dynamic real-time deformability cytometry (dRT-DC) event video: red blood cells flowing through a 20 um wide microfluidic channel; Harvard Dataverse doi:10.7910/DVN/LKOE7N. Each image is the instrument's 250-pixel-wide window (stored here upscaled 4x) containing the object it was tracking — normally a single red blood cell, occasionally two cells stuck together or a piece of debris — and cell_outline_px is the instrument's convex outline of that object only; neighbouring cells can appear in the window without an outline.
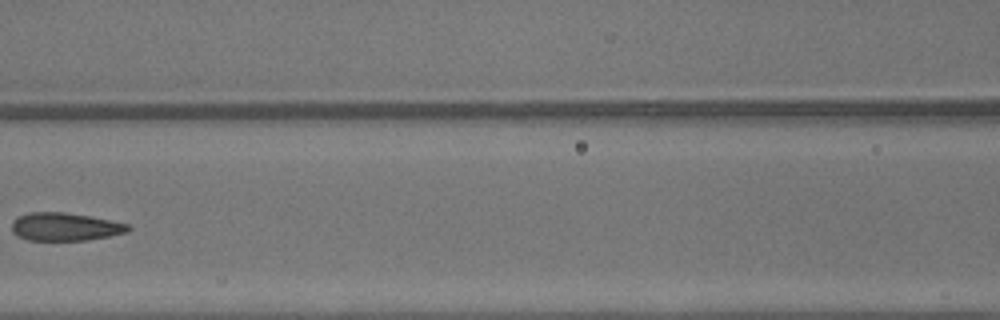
{"species": "common noctule bat (a hibernating species)", "species_latin": "Nyctalus noctula", "temperature_condition": "warm", "stored_images_in_passage": 6, "camera_frame_rate_fps": 3000, "um_per_image_px": 0.085, "animal": {"sex": "male", "body_mass_g": 13.3}, "frame": {"image": 1, "passage_image": 6, "time_ms": 1.667, "image_size_px": [1000, 320], "cell_outline_px": [[132, 228], [128, 232], [88, 240], [28, 240], [16, 236], [12, 232], [12, 220], [16, 216], [28, 212], [64, 212], [88, 216], [128, 224]], "centroid_in_image_um": [5.47, 19.27], "position_along_channel_um": 161.1, "area_um2": 19.07}}